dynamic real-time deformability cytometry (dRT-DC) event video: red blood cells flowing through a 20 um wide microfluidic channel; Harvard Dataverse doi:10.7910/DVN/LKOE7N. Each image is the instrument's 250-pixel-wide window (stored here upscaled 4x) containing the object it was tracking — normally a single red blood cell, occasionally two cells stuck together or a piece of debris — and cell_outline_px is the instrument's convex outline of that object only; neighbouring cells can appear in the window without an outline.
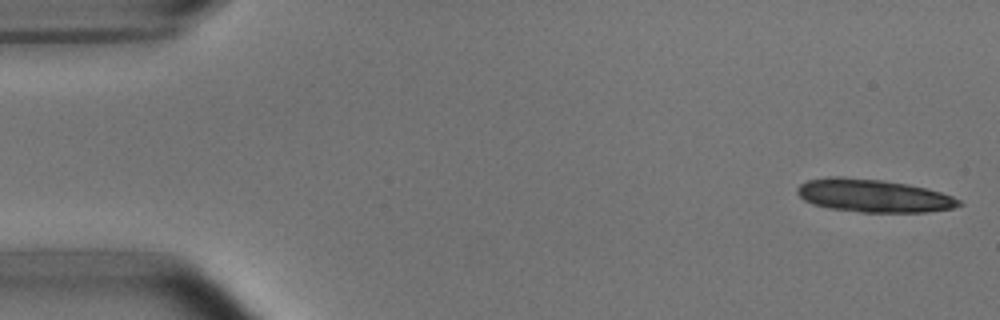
{"species": "common noctule bat (a hibernating species)", "species_latin": "Nyctalus noctula", "temperature_condition": "room temperature", "stored_images_in_passage": 17, "camera_frame_rate_fps": 3000, "um_per_image_px": 0.085, "animal": {"sex": "male", "body_mass_g": 15.6}, "frame": {"image": 1, "passage_image": 1, "time_ms": 0.0, "image_size_px": [1000, 320], "cell_outline_px": [[964, 204], [952, 208], [928, 212], [860, 212], [828, 208], [812, 204], [804, 200], [796, 192], [796, 188], [800, 184], [808, 180], [832, 176], [840, 176], [880, 180], [908, 184], [940, 192], [952, 196], [960, 200]], "centroid_in_image_um": [74.22, 16.64], "position_along_channel_um": 10.8, "area_um2": 31.04}}